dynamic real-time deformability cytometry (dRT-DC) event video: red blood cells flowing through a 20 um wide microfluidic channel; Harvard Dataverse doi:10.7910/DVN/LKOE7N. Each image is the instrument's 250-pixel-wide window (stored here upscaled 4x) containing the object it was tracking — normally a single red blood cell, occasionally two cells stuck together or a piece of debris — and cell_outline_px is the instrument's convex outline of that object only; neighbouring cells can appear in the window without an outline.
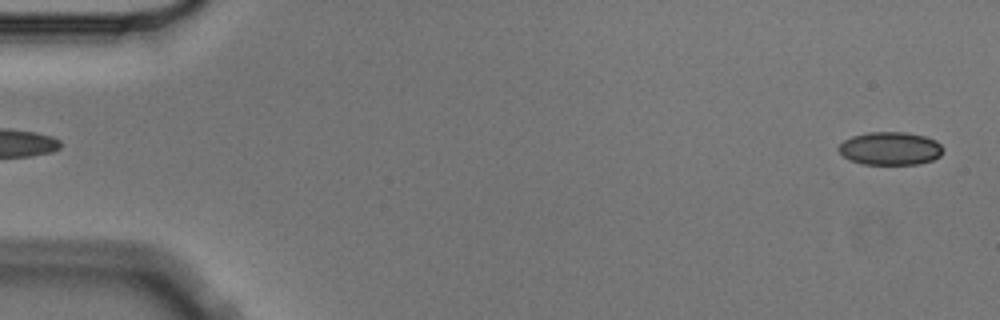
{"species": "Egyptian fruit bat (a non-hibernating species)", "species_latin": "Rousettus aegyptiacus", "temperature_condition": "cold", "stored_images_in_passage": 3, "segment_of_instrument_passage": [2, 2], "camera_frame_rate_fps": 3000, "um_per_image_px": 0.085, "animal": {"sex": "male"}, "frame": {"image": 1, "passage_image": 3, "time_ms": 0.667, "image_size_px": [1000, 320], "cell_outline_px": [[944, 148], [940, 156], [932, 160], [920, 164], [864, 164], [852, 160], [844, 156], [836, 148], [844, 140], [852, 136], [868, 132], [908, 132], [924, 136], [936, 140]], "centroid_in_image_um": [75.69, 12.61], "position_along_channel_um": 9.3, "area_um2": 20.17}}